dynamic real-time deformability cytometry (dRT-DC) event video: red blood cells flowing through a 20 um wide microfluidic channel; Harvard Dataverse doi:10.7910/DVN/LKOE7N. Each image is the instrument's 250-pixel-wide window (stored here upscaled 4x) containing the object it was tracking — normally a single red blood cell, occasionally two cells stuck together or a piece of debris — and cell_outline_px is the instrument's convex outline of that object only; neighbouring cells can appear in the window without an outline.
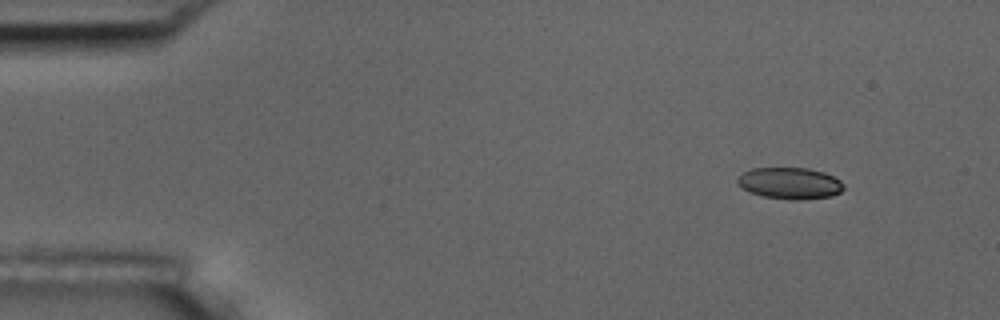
{"species": "common noctule bat (a hibernating species)", "species_latin": "Nyctalus noctula", "temperature_condition": "room temperature", "stored_images_in_passage": 3, "camera_frame_rate_fps": 3000, "um_per_image_px": 0.085, "animal": {"sex": "male", "body_mass_g": 17.5, "forearm_length_mm": 52.3}, "frame": {"image": 1, "passage_image": 1, "time_ms": 0.0, "image_size_px": [1000, 320], "cell_outline_px": [[844, 188], [840, 192], [832, 196], [800, 200], [792, 200], [764, 196], [752, 192], [744, 188], [736, 180], [744, 172], [752, 168], [808, 168], [824, 172], [840, 180], [844, 184]], "centroid_in_image_um": [67.19, 15.57], "position_along_channel_um": 17.8, "area_um2": 19.31}}